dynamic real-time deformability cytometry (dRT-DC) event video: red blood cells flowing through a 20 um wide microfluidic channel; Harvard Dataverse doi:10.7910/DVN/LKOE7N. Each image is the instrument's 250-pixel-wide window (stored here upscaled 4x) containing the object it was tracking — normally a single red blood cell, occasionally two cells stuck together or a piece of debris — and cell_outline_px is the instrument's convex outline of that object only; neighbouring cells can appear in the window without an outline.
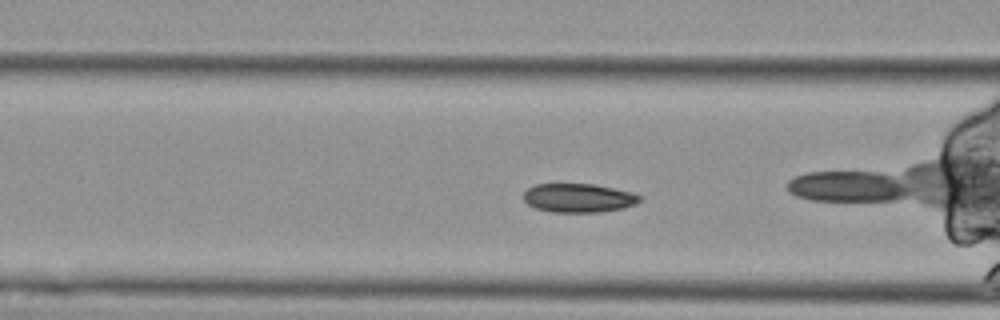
{"species": "Egyptian fruit bat (a non-hibernating species)", "species_latin": "Rousettus aegyptiacus", "temperature_condition": "cold", "stored_images_in_passage": 9, "camera_frame_rate_fps": 3000, "um_per_image_px": 0.085, "animal": {"sex": "female"}, "frame": {"image": 1, "passage_image": 7, "time_ms": 2.0, "image_size_px": [1000, 320], "cell_outline_px": [[640, 200], [636, 204], [624, 208], [600, 212], [552, 212], [536, 208], [528, 204], [524, 200], [524, 192], [528, 188], [536, 184], [596, 184], [632, 192], [640, 196]], "centroid_in_image_um": [49.19, 16.82], "position_along_channel_um": 117.4, "area_um2": 19.54}}